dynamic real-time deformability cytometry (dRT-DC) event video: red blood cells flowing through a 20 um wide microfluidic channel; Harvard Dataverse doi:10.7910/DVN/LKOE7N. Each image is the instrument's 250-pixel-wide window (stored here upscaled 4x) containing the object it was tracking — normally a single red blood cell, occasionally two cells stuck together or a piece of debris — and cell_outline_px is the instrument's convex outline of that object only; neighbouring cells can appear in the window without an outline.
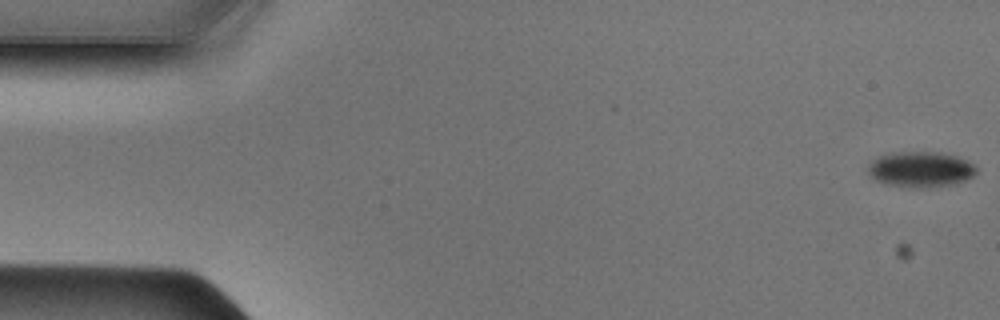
{"species": "Egyptian fruit bat (a non-hibernating species)", "species_latin": "Rousettus aegyptiacus", "temperature_condition": "cold", "stored_images_in_passage": 49, "camera_frame_rate_fps": 3000, "um_per_image_px": 0.085, "animal": {"sex": "male"}, "frame": {"image": 1, "passage_image": 1, "time_ms": 0.0, "image_size_px": [1000, 320], "cell_outline_px": [[976, 172], [972, 176], [956, 184], [888, 184], [876, 180], [868, 172], [868, 164], [872, 160], [880, 156], [892, 152], [944, 152], [968, 160], [976, 164]], "centroid_in_image_um": [78.28, 14.31], "position_along_channel_um": 6.7, "area_um2": 21.5}}
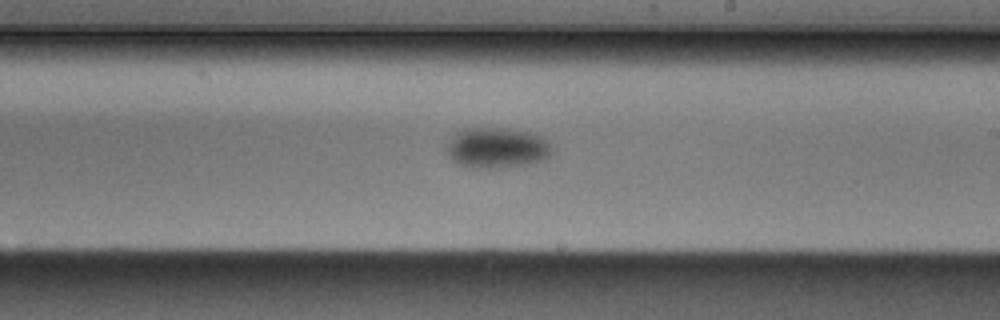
{"frame": {"image": 2, "passage_image": 28, "time_ms": 9.0, "image_size_px": [1000, 320], "cell_outline_px": [[556, 148], [548, 156], [540, 160], [528, 164], [500, 168], [476, 168], [460, 164], [452, 160], [448, 156], [448, 144], [456, 132], [464, 128], [508, 128], [528, 132], [540, 136], [556, 144]], "centroid_in_image_um": [42.3, 12.56], "position_along_channel_um": 246.7, "area_um2": 25.03}}
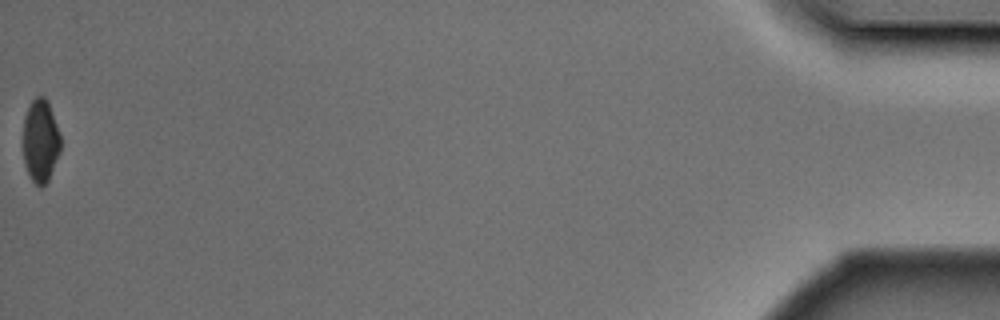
{"frame": {"image": 3, "passage_image": 49, "time_ms": 16.0, "image_size_px": [1000, 320], "cell_outline_px": [[60, 152], [48, 180], [40, 188], [28, 176], [24, 164], [24, 116], [32, 100], [36, 96], [44, 96], [48, 104], [56, 124], [60, 136]], "centroid_in_image_um": [3.43, 12.0], "position_along_channel_um": 431.8, "area_um2": 17.86}}